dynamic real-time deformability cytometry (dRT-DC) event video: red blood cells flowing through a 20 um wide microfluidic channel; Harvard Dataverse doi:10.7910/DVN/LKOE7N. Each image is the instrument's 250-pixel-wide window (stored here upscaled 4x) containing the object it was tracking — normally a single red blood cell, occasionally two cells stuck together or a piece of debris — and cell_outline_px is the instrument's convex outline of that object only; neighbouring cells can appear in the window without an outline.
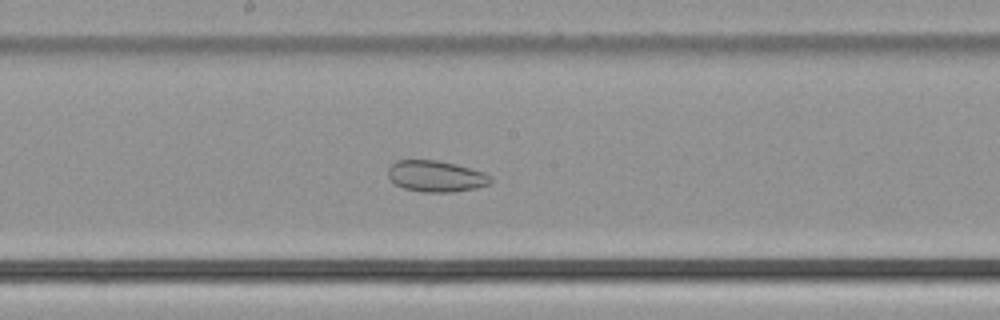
{"species": "common noctule bat (a hibernating species)", "species_latin": "Nyctalus noctula", "temperature_condition": "cold", "stored_images_in_passage": 52, "camera_frame_rate_fps": 3000, "um_per_image_px": 0.085, "animal": {"sex": "male", "body_mass_g": 21.5, "forearm_length_mm": 52.0}, "frame": {"image": 1, "passage_image": 28, "time_ms": 9.0, "image_size_px": [1000, 320], "cell_outline_px": [[492, 180], [488, 184], [476, 188], [452, 192], [420, 192], [404, 188], [396, 184], [388, 176], [388, 168], [396, 160], [436, 160], [456, 164], [484, 172], [492, 176]], "centroid_in_image_um": [37.06, 14.98], "position_along_channel_um": 211.1, "area_um2": 18.67}}
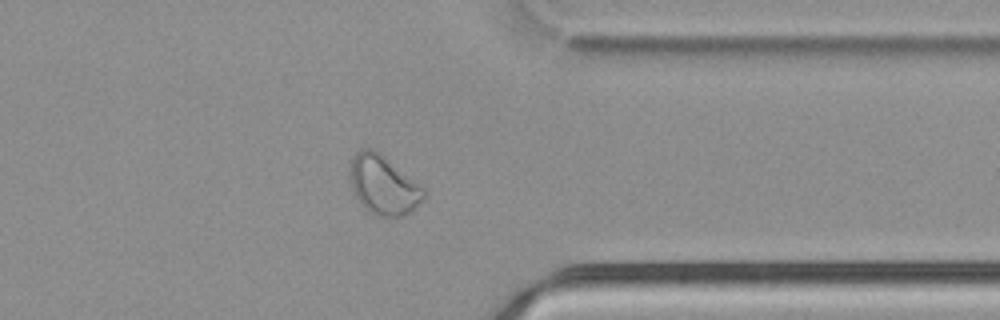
{"frame": {"image": 2, "passage_image": 41, "time_ms": 13.333, "image_size_px": [1000, 320], "cell_outline_px": [[428, 192], [424, 200], [404, 216], [376, 216], [368, 212], [360, 204], [352, 188], [348, 176], [348, 164], [356, 152], [364, 148], [372, 148], [380, 152], [424, 188]], "centroid_in_image_um": [32.56, 15.72], "position_along_channel_um": 378.8, "area_um2": 25.84}}
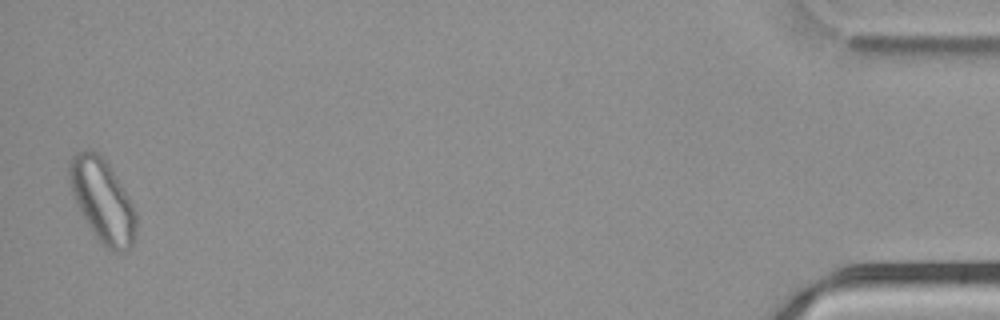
{"frame": {"image": 3, "passage_image": 51, "time_ms": 16.667, "image_size_px": [1000, 320], "cell_outline_px": [[136, 228], [132, 244], [124, 252], [112, 252], [100, 244], [88, 224], [72, 192], [68, 176], [68, 164], [72, 156], [76, 152], [96, 152], [108, 164], [132, 204], [136, 212]], "centroid_in_image_um": [8.71, 17.1], "position_along_channel_um": 426.5, "area_um2": 31.5}}